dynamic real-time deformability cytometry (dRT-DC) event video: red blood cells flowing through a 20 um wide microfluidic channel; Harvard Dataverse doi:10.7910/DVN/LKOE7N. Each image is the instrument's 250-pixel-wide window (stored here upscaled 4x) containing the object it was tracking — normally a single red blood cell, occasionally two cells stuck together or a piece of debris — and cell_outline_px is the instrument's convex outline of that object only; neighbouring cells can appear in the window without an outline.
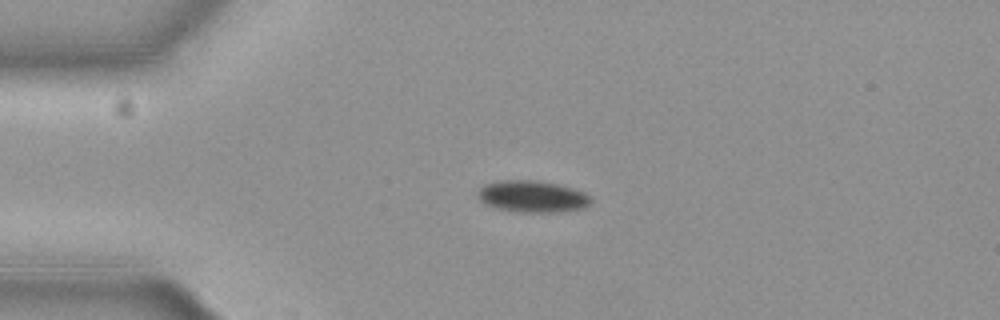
{"species": "common noctule bat (a hibernating species)", "species_latin": "Nyctalus noctula", "temperature_condition": "cold", "stored_images_in_passage": 44, "camera_frame_rate_fps": 3000, "um_per_image_px": 0.085, "animal": {"sex": "female", "body_mass_g": 19.3, "forearm_length_mm": 54.1}, "frame": {"image": 1, "passage_image": 1, "time_ms": 0.0, "image_size_px": [1000, 320], "cell_outline_px": [[592, 200], [584, 208], [564, 212], [516, 212], [492, 208], [484, 204], [480, 200], [476, 192], [484, 184], [500, 180], [540, 180], [572, 188], [584, 192]], "centroid_in_image_um": [45.2, 16.71], "position_along_channel_um": 39.8, "area_um2": 21.21}}
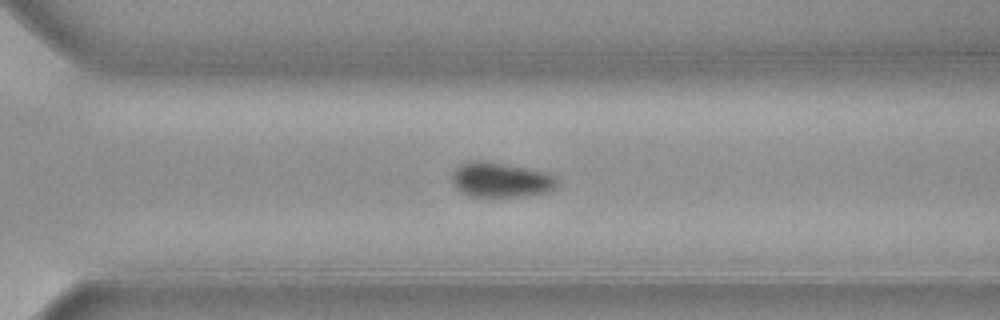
{"frame": {"image": 2, "passage_image": 27, "time_ms": 8.667, "image_size_px": [1000, 320], "cell_outline_px": [[556, 188], [552, 192], [528, 196], [488, 200], [468, 196], [460, 192], [452, 184], [452, 172], [460, 164], [468, 160], [484, 160], [544, 172], [556, 176]], "centroid_in_image_um": [42.52, 15.35], "position_along_channel_um": 328.1, "area_um2": 22.43}}
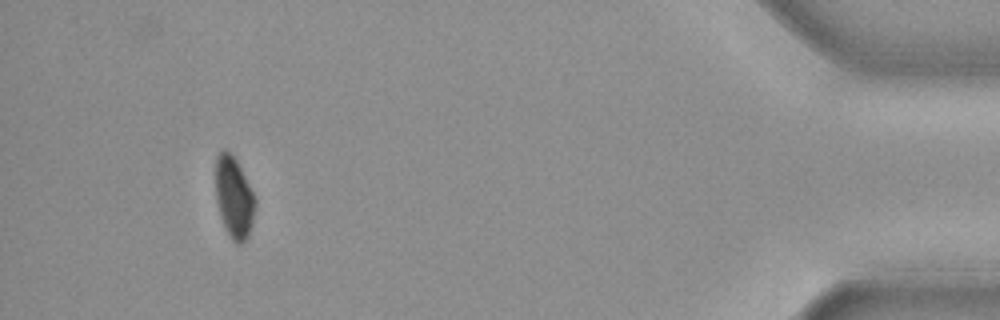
{"frame": {"image": 3, "passage_image": 40, "time_ms": 13.0, "image_size_px": [1000, 320], "cell_outline_px": [[256, 204], [252, 224], [248, 236], [240, 244], [236, 244], [228, 236], [224, 228], [220, 216], [216, 200], [216, 156], [224, 148], [236, 160], [256, 200]], "centroid_in_image_um": [19.87, 16.83], "position_along_channel_um": 415.3, "area_um2": 18.61}, "authors_computed_cell_mechanics": {"area_um2": 21.7906, "velocity_mm_per_s": 3.6812, "shape_relaxation_time_tau1_ms": 2.6244, "shape_relaxation_time_tau2_ms": null, "deformation_change_tau1": 0.0468, "deformation_change_tau2": null}}